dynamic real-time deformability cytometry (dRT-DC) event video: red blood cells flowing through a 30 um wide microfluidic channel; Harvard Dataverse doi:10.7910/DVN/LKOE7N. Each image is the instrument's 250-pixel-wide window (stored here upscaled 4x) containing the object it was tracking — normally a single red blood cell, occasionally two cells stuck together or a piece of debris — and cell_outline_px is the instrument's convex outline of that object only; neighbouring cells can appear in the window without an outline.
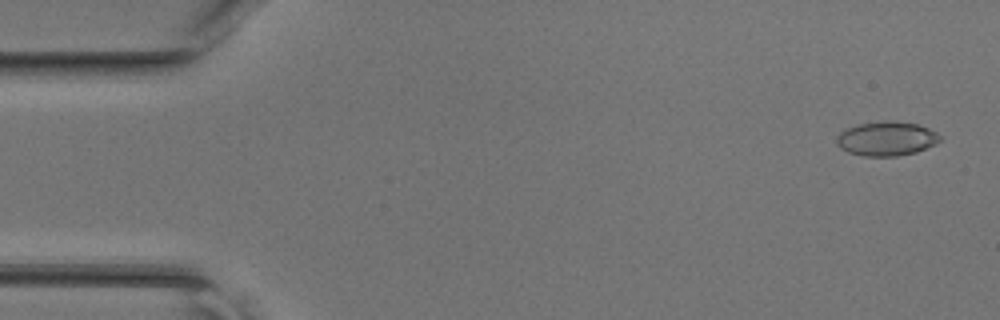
{"species": "common noctule bat (a hibernating species)", "species_latin": "Nyctalus noctula", "temperature_condition": "room temperature", "stored_images_in_passage": 46, "camera_frame_rate_fps": 3000, "um_per_image_px": 0.085, "animal": {"sex": "female", "body_mass_g": 17.0, "forearm_length_mm": 48.0}, "frame": {"image": 1, "passage_image": 2, "time_ms": 0.333, "image_size_px": [1000, 320], "cell_outline_px": [[940, 140], [936, 144], [916, 152], [896, 156], [864, 156], [848, 152], [840, 148], [836, 144], [836, 136], [840, 132], [848, 128], [860, 124], [884, 120], [888, 120], [916, 124], [928, 128], [936, 132], [940, 136]], "centroid_in_image_um": [75.34, 11.79], "position_along_channel_um": 9.7, "area_um2": 20.58}}
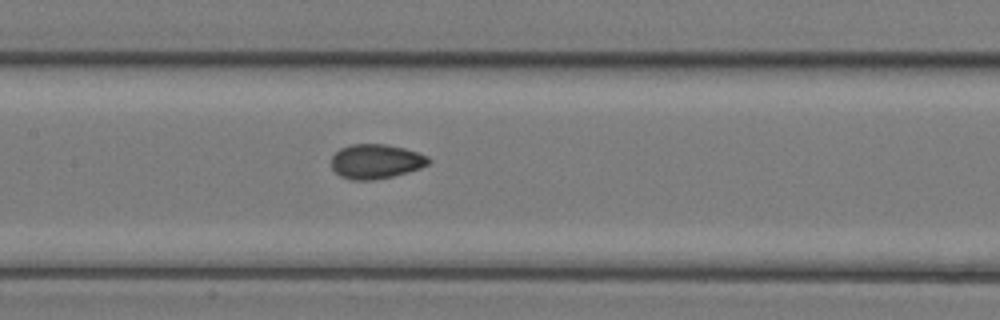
{"frame": {"image": 2, "passage_image": 22, "time_ms": 7.0, "image_size_px": [1000, 320], "cell_outline_px": [[432, 160], [428, 164], [420, 168], [408, 172], [392, 176], [372, 180], [352, 180], [340, 176], [332, 168], [332, 156], [340, 148], [352, 144], [384, 144], [404, 148], [428, 156]], "centroid_in_image_um": [31.95, 13.72], "position_along_channel_um": 175.4, "area_um2": 19.48}}
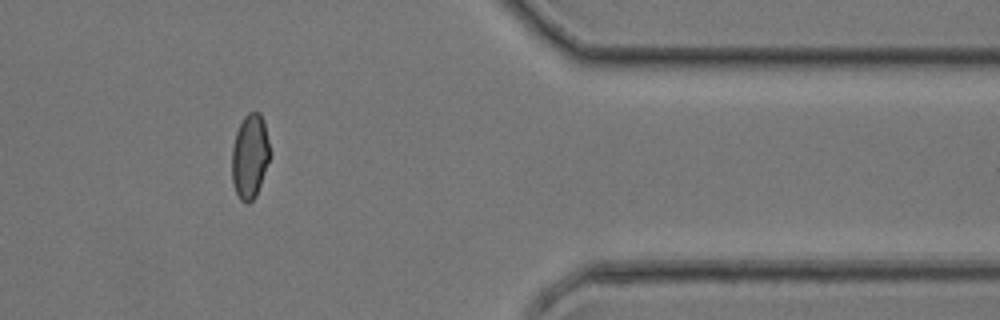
{"frame": {"image": 3, "passage_image": 38, "time_ms": 12.333, "image_size_px": [1000, 320], "cell_outline_px": [[268, 160], [256, 196], [248, 204], [244, 204], [240, 200], [236, 192], [232, 180], [232, 148], [236, 132], [244, 116], [248, 112], [260, 112], [264, 120], [268, 140]], "centroid_in_image_um": [21.21, 13.28], "position_along_channel_um": 390.2, "area_um2": 18.44}}